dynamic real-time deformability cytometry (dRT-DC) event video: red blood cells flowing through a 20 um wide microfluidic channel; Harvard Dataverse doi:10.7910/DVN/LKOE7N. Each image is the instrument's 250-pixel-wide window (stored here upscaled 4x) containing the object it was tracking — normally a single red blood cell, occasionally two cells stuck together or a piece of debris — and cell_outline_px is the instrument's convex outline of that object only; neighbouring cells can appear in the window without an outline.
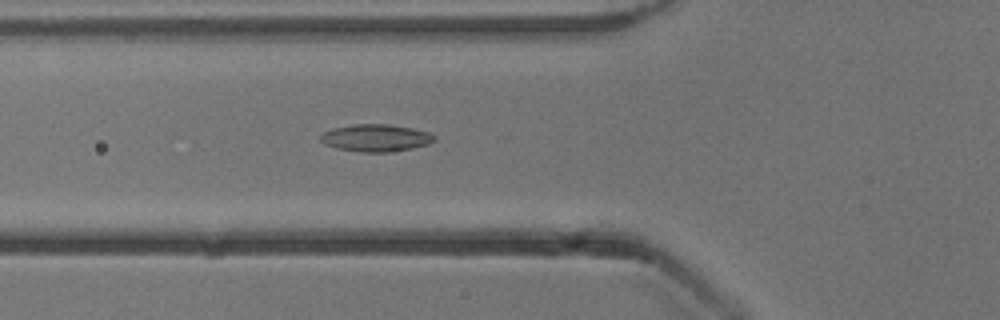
{"species": "common noctule bat (a hibernating species)", "species_latin": "Nyctalus noctula", "temperature_condition": "cold", "stored_images_in_passage": 39, "camera_frame_rate_fps": 3000, "um_per_image_px": 0.085, "animal": {"sex": "male", "body_mass_g": 13.3}, "frame": {"image": 1, "passage_image": 8, "time_ms": 2.333, "image_size_px": [1000, 320], "cell_outline_px": [[436, 140], [428, 144], [412, 148], [388, 152], [360, 152], [336, 148], [324, 144], [320, 140], [320, 136], [324, 132], [332, 128], [352, 124], [388, 124], [412, 128], [428, 132], [436, 136]], "centroid_in_image_um": [31.93, 11.72], "position_along_channel_um": 93.9, "area_um2": 18.15}}
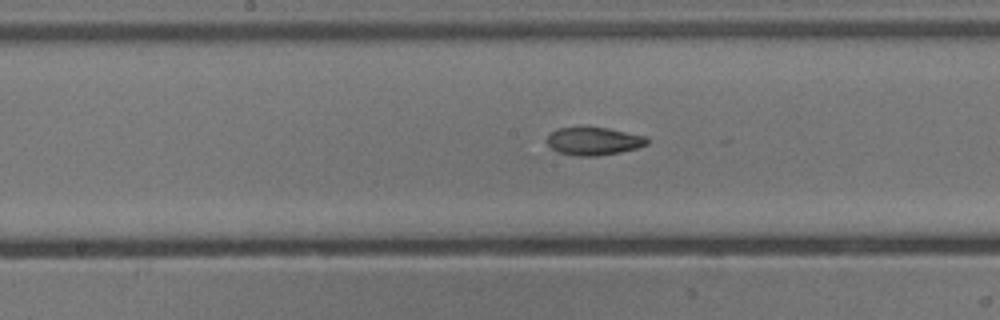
{"frame": {"image": 2, "passage_image": 16, "time_ms": 5.0, "image_size_px": [1000, 320], "cell_outline_px": [[648, 144], [636, 148], [620, 152], [596, 156], [576, 156], [556, 152], [548, 144], [548, 136], [556, 128], [608, 128], [648, 136]], "centroid_in_image_um": [50.49, 12.01], "position_along_channel_um": 197.7, "area_um2": 16.18}}
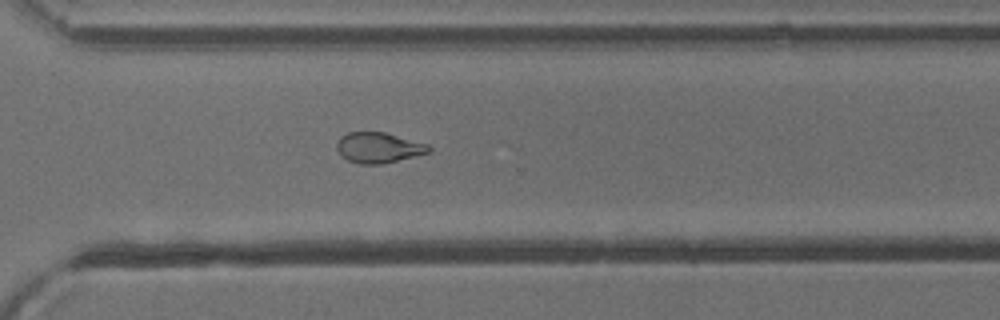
{"frame": {"image": 3, "passage_image": 27, "time_ms": 8.667, "image_size_px": [1000, 320], "cell_outline_px": [[432, 152], [380, 164], [360, 164], [348, 160], [340, 156], [336, 148], [336, 144], [340, 136], [348, 132], [384, 132], [428, 144], [432, 148]], "centroid_in_image_um": [32.16, 12.55], "position_along_channel_um": 338.4, "area_um2": 16.42}, "authors_computed_cell_mechanics": {"area_um2": 17.1088, "velocity_mm_per_s": 3.8478, "shape_relaxation_time_tau1_ms": null, "shape_relaxation_time_tau2_ms": 2.548, "deformation_change_tau1": null, "deformation_change_tau2": 0.0861}}